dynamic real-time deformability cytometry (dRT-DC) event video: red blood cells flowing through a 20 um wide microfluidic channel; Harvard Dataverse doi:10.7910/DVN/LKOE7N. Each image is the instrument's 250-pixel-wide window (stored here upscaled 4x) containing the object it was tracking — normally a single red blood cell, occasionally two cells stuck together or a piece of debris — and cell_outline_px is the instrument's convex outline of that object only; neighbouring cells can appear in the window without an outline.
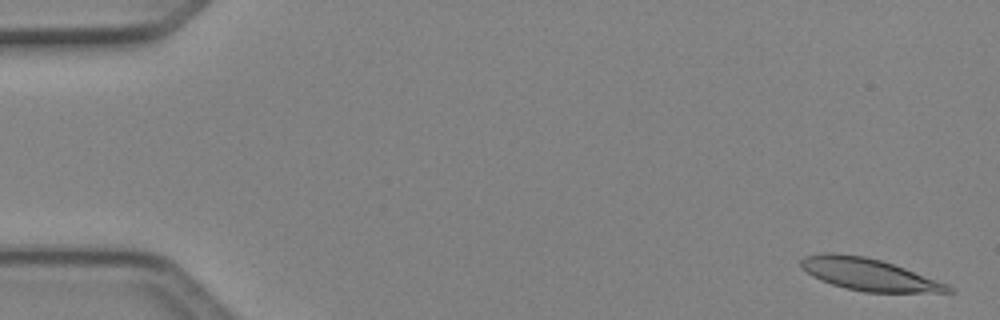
{"species": "Egyptian fruit bat (a non-hibernating species)", "species_latin": "Rousettus aegyptiacus", "temperature_condition": "cold", "stored_images_in_passage": 4, "camera_frame_rate_fps": 3000, "um_per_image_px": 0.085, "animal": {"sex": "female"}, "frame": {"image": 1, "passage_image": 1, "time_ms": 0.0, "image_size_px": [1000, 320], "cell_outline_px": [[956, 292], [864, 292], [844, 288], [820, 280], [812, 276], [800, 264], [800, 260], [804, 256], [820, 252], [832, 252], [864, 256], [880, 260], [904, 268], [948, 284], [956, 288]], "centroid_in_image_um": [73.84, 23.32], "position_along_channel_um": 11.2, "area_um2": 27.46}}